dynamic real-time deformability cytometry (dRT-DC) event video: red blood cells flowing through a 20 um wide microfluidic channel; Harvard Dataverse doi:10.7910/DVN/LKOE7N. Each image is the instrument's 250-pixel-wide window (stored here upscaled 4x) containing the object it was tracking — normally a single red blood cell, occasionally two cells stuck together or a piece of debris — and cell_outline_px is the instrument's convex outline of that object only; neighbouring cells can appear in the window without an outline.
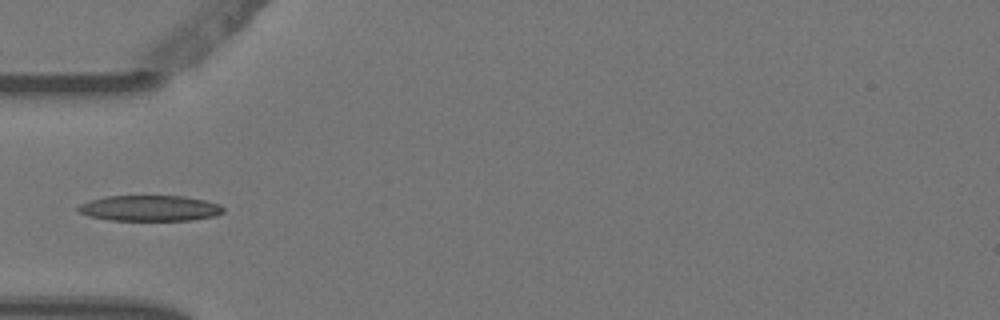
{"species": "Egyptian fruit bat (a non-hibernating species)", "species_latin": "Rousettus aegyptiacus", "temperature_condition": "warm", "stored_images_in_passage": 2, "camera_frame_rate_fps": 3000, "um_per_image_px": 0.085, "animal": {"sex": "female"}, "frame": {"image": 1, "passage_image": 1, "time_ms": 0.0, "image_size_px": [1000, 320], "cell_outline_px": [[224, 212], [216, 216], [192, 220], [108, 220], [88, 216], [76, 212], [76, 208], [80, 204], [104, 196], [184, 196], [204, 200], [220, 204], [224, 208]], "centroid_in_image_um": [12.72, 17.7], "position_along_channel_um": 72.3, "area_um2": 21.91}}
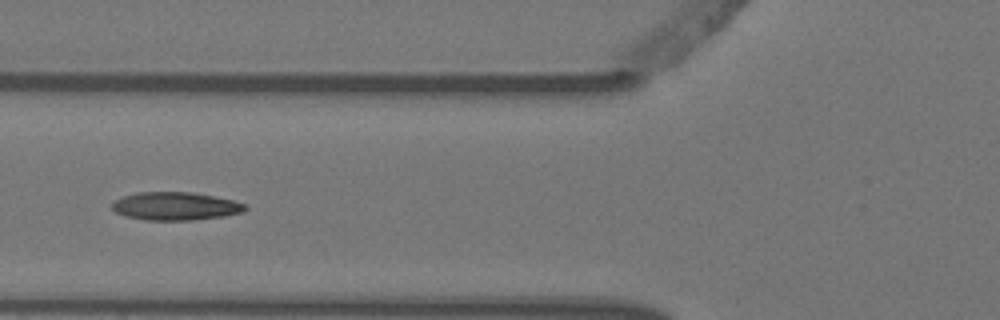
{"frame": {"image": 2, "passage_image": 2, "time_ms": 0.333, "image_size_px": [1000, 320], "cell_outline_px": [[248, 208], [244, 212], [224, 216], [192, 220], [144, 220], [124, 216], [116, 212], [112, 208], [112, 204], [116, 200], [124, 196], [136, 192], [192, 192], [232, 200], [244, 204]], "centroid_in_image_um": [14.91, 17.53], "position_along_channel_um": 110.9, "area_um2": 21.73}}